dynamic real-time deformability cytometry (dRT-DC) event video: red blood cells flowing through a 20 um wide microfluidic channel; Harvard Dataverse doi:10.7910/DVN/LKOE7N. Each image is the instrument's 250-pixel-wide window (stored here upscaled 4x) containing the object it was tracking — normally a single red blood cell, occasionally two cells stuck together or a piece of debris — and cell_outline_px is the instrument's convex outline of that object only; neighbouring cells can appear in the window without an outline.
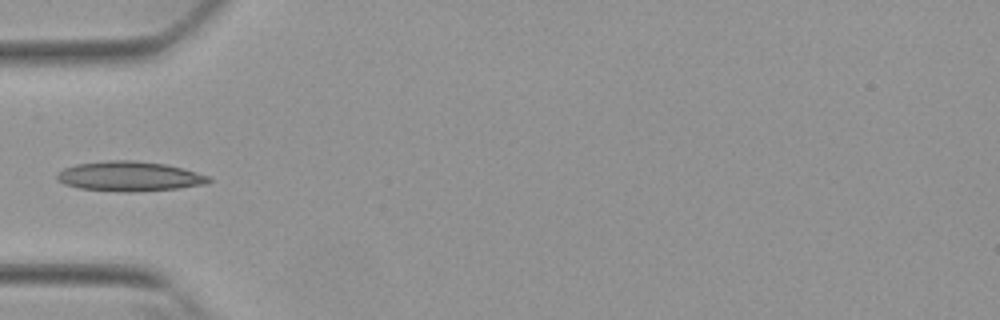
{"species": "Egyptian fruit bat (a non-hibernating species)", "species_latin": "Rousettus aegyptiacus", "temperature_condition": "warm", "stored_images_in_passage": 36, "camera_frame_rate_fps": 3000, "um_per_image_px": 0.085, "animal": {"sex": "female"}, "frame": {"image": 1, "passage_image": 1, "time_ms": 0.0, "image_size_px": [1000, 320], "cell_outline_px": [[212, 180], [208, 184], [180, 188], [128, 192], [124, 192], [80, 188], [64, 184], [56, 180], [56, 172], [64, 168], [76, 164], [108, 160], [136, 160], [164, 164], [184, 168], [212, 176]], "centroid_in_image_um": [11.03, 14.98], "position_along_channel_um": 74.0, "area_um2": 26.65}}
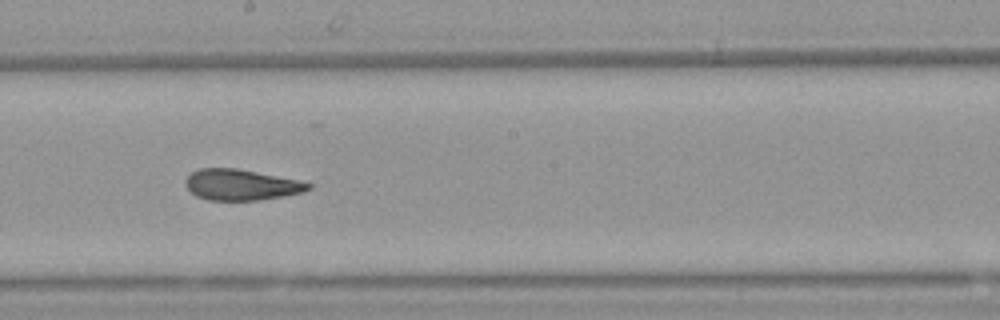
{"frame": {"image": 2, "passage_image": 13, "time_ms": 4.0, "image_size_px": [1000, 320], "cell_outline_px": [[312, 188], [304, 192], [284, 196], [260, 200], [208, 200], [196, 196], [184, 184], [184, 180], [192, 172], [200, 168], [236, 168], [296, 180], [312, 184]], "centroid_in_image_um": [20.48, 15.71], "position_along_channel_um": 227.7, "area_um2": 21.96}}
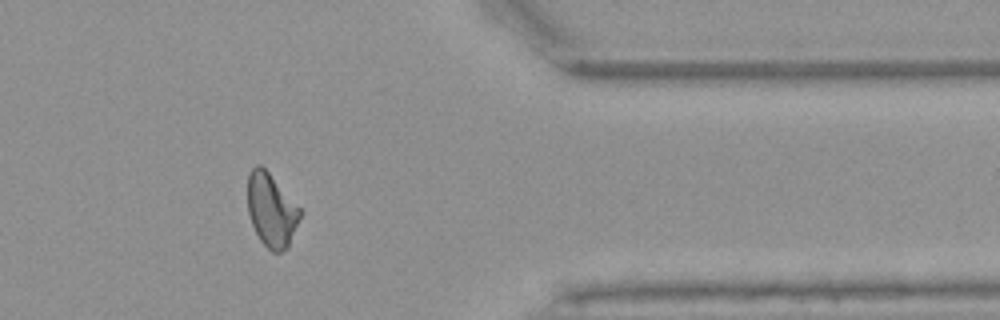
{"frame": {"image": 3, "passage_image": 27, "time_ms": 8.667, "image_size_px": [1000, 320], "cell_outline_px": [[304, 212], [288, 248], [280, 252], [272, 252], [260, 240], [252, 224], [248, 212], [248, 172], [256, 164], [260, 164], [268, 172]], "centroid_in_image_um": [23.09, 17.88], "position_along_channel_um": 388.3, "area_um2": 22.54}}